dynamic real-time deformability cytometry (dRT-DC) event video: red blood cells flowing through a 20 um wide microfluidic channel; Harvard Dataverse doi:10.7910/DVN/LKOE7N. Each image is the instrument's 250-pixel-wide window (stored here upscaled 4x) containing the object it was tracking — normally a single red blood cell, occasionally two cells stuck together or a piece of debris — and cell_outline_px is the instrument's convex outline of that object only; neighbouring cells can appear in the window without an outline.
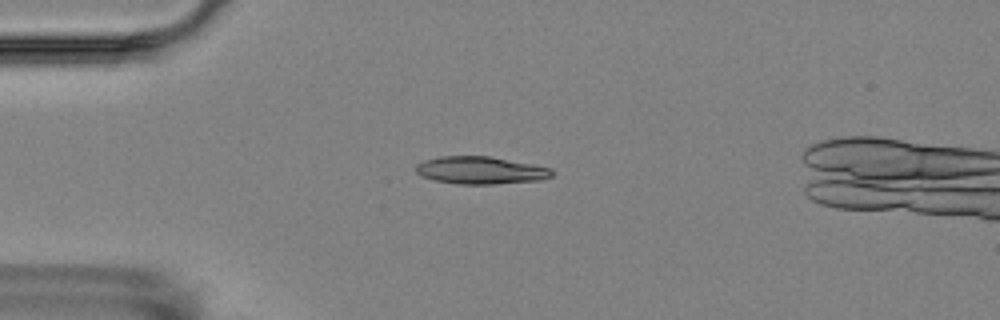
{"species": "Egyptian fruit bat (a non-hibernating species)", "species_latin": "Rousettus aegyptiacus", "temperature_condition": "room temperature", "stored_images_in_passage": 4, "camera_frame_rate_fps": 3000, "um_per_image_px": 0.085, "animal": {"sex": "female"}, "frame": {"image": 1, "passage_image": 3, "time_ms": 2.333, "image_size_px": [1000, 320], "cell_outline_px": [[552, 176], [540, 180], [492, 184], [456, 184], [436, 180], [420, 176], [412, 168], [416, 164], [424, 160], [440, 156], [492, 156], [552, 168]], "centroid_in_image_um": [40.8, 14.47], "position_along_channel_um": 44.2, "area_um2": 21.96}}